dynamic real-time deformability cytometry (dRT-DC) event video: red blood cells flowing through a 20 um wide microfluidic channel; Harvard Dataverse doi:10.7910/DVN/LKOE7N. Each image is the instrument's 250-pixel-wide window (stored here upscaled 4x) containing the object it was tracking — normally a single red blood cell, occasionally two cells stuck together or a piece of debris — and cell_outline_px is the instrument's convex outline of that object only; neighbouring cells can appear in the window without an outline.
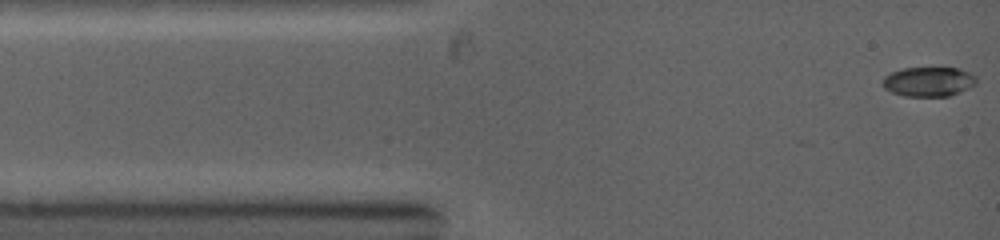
{"species": "common noctule bat (a hibernating species)", "species_latin": "Nyctalus noctula", "temperature_condition": "warm", "stored_images_in_passage": 81, "camera_frame_rate_fps": 5000, "um_per_image_px": 0.085, "animal": {"sex": "female", "body_mass_g": 19.0, "forearm_length_mm": 53.3}, "frame": {"image": 1, "passage_image": 1, "time_ms": 0.0, "image_size_px": [1000, 240], "cell_outline_px": [[976, 84], [960, 92], [948, 96], [904, 96], [892, 92], [884, 88], [880, 84], [884, 76], [900, 68], [960, 68], [976, 76]], "centroid_in_image_um": [78.9, 6.94], "position_along_channel_um": 6.1, "area_um2": 16.24}}
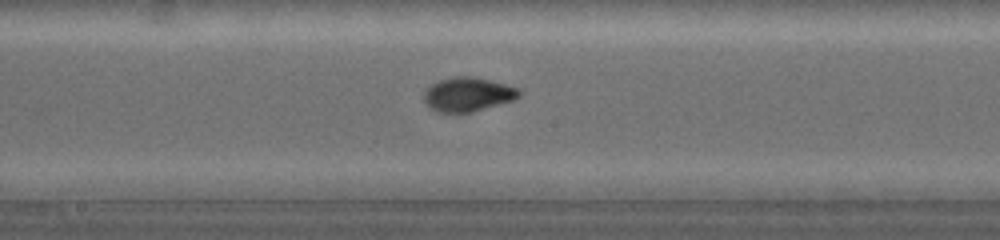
{"frame": {"image": 2, "passage_image": 37, "time_ms": 5.8, "image_size_px": [1000, 240], "cell_outline_px": [[524, 92], [516, 100], [472, 112], [436, 112], [424, 100], [424, 92], [432, 84], [440, 80], [456, 76], [476, 76], [520, 88]], "centroid_in_image_um": [39.85, 8.01], "position_along_channel_um": 208.3, "area_um2": 19.07}}
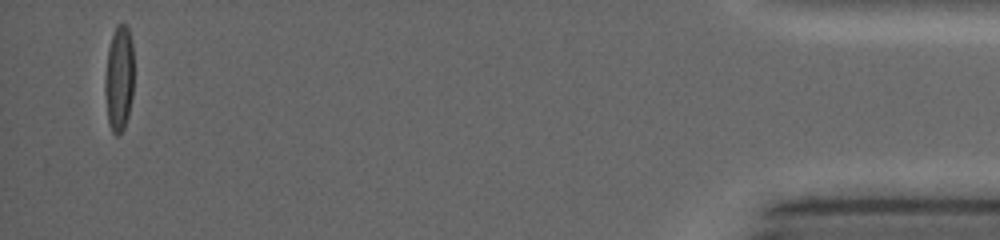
{"frame": {"image": 3, "passage_image": 81, "time_ms": 13.0, "image_size_px": [1000, 240], "cell_outline_px": [[132, 96], [128, 116], [124, 128], [116, 136], [112, 132], [108, 124], [104, 92], [104, 76], [108, 48], [116, 24], [124, 24], [128, 28], [132, 40]], "centroid_in_image_um": [10.09, 6.69], "position_along_channel_um": 425.1, "area_um2": 17.92}}